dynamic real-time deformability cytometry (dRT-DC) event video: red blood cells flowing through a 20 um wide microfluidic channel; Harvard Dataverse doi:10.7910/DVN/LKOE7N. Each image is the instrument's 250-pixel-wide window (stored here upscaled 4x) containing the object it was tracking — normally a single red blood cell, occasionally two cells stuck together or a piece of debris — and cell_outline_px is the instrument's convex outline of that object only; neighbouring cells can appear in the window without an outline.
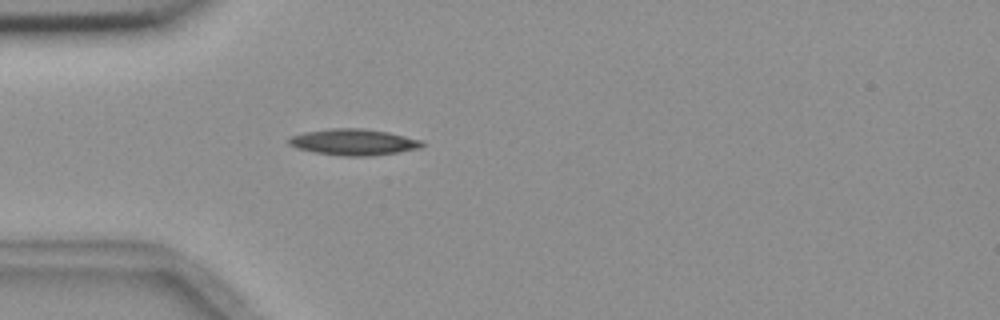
{"species": "common noctule bat (a hibernating species)", "species_latin": "Nyctalus noctula", "temperature_condition": "room temperature", "stored_images_in_passage": 4, "camera_frame_rate_fps": 3000, "um_per_image_px": 0.085, "animal": {"sex": "female", "body_mass_g": 18.4}, "frame": {"image": 1, "passage_image": 4, "time_ms": 4.0, "image_size_px": [1000, 320], "cell_outline_px": [[424, 144], [420, 148], [372, 156], [344, 156], [312, 152], [296, 148], [288, 144], [288, 140], [292, 136], [304, 132], [332, 128], [360, 128], [388, 132], [424, 140]], "centroid_in_image_um": [30.06, 12.08], "position_along_channel_um": 54.9, "area_um2": 20.4}}